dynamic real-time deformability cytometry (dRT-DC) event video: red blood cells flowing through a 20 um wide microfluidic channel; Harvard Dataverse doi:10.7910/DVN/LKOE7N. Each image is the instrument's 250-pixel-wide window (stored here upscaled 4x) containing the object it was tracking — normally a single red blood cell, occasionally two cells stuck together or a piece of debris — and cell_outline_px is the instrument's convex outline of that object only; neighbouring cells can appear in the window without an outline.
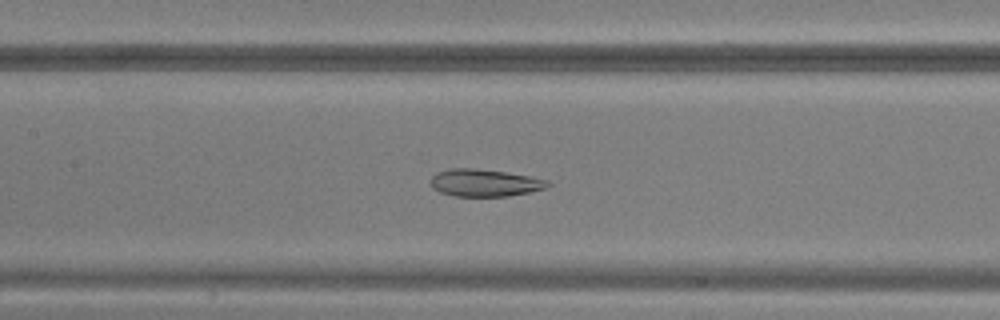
{"species": "common noctule bat (a hibernating species)", "species_latin": "Nyctalus noctula", "temperature_condition": "warm", "stored_images_in_passage": 48, "camera_frame_rate_fps": 3000, "um_per_image_px": 0.085, "animal": {"sex": "male", "body_mass_g": 20.5, "forearm_length_mm": 52.5}, "frame": {"image": 1, "passage_image": 22, "time_ms": 7.0, "image_size_px": [1000, 320], "cell_outline_px": [[552, 184], [544, 188], [528, 192], [508, 196], [452, 196], [440, 192], [432, 188], [432, 176], [436, 172], [452, 168], [476, 168], [504, 172], [528, 176], [548, 180]], "centroid_in_image_um": [41.17, 15.54], "position_along_channel_um": 166.2, "area_um2": 18.5}}
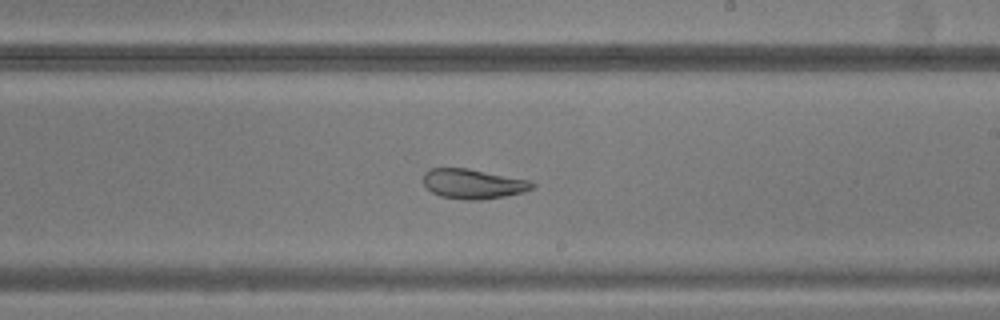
{"frame": {"image": 2, "passage_image": 28, "time_ms": 9.0, "image_size_px": [1000, 320], "cell_outline_px": [[536, 184], [532, 188], [524, 192], [504, 196], [480, 200], [464, 200], [440, 196], [432, 192], [424, 184], [424, 172], [428, 168], [468, 168], [532, 180]], "centroid_in_image_um": [40.24, 15.62], "position_along_channel_um": 248.8, "area_um2": 19.07}}
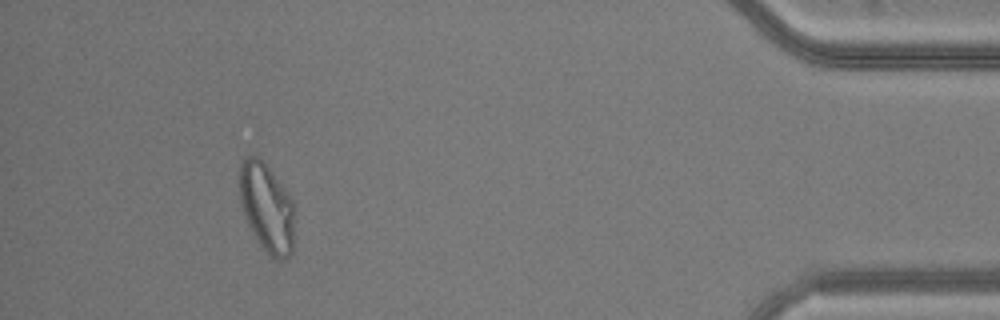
{"frame": {"image": 3, "passage_image": 44, "time_ms": 14.333, "image_size_px": [1000, 320], "cell_outline_px": [[296, 208], [292, 252], [284, 260], [280, 260], [272, 256], [256, 240], [244, 216], [240, 200], [240, 164], [244, 156], [248, 152], [260, 156], [264, 160], [284, 188], [292, 200]], "centroid_in_image_um": [22.68, 17.59], "position_along_channel_um": 412.5, "area_um2": 29.07}}